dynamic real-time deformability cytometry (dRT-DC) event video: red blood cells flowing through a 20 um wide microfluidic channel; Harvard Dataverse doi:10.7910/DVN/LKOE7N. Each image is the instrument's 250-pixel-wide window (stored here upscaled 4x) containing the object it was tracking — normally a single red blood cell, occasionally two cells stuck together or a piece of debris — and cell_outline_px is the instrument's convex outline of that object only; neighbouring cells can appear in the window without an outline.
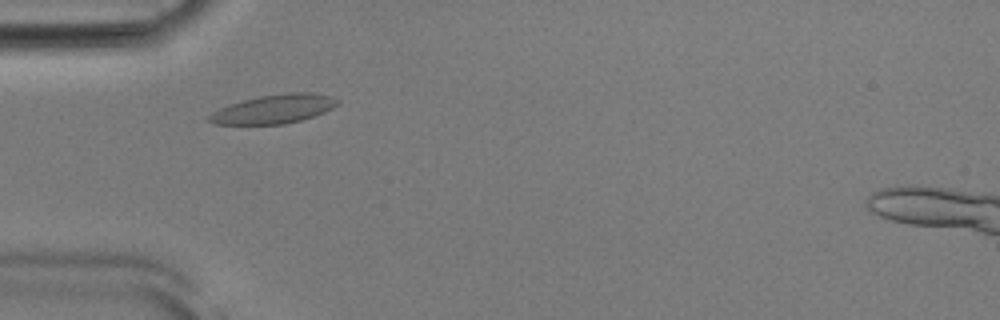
{"species": "Egyptian fruit bat (a non-hibernating species)", "species_latin": "Rousettus aegyptiacus", "temperature_condition": "room temperature", "stored_images_in_passage": 38, "camera_frame_rate_fps": 3000, "um_per_image_px": 0.085, "animal": {"sex": "male"}, "frame": {"image": 1, "passage_image": 1, "time_ms": 0.0, "image_size_px": [1000, 320], "cell_outline_px": [[340, 104], [324, 112], [300, 120], [284, 124], [212, 124], [208, 120], [208, 116], [212, 112], [228, 104], [260, 96], [288, 92], [312, 92], [332, 96], [340, 100]], "centroid_in_image_um": [23.3, 9.25], "position_along_channel_um": 61.7, "area_um2": 21.62}}
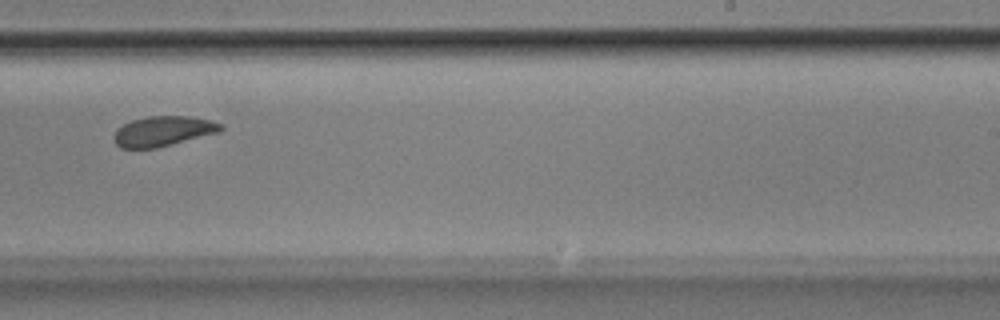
{"frame": {"image": 2, "passage_image": 18, "time_ms": 5.667, "image_size_px": [1000, 320], "cell_outline_px": [[224, 128], [220, 132], [156, 148], [120, 148], [116, 144], [112, 136], [116, 128], [132, 120], [148, 116], [192, 116], [224, 124]], "centroid_in_image_um": [13.86, 11.15], "position_along_channel_um": 275.1, "area_um2": 18.84}}
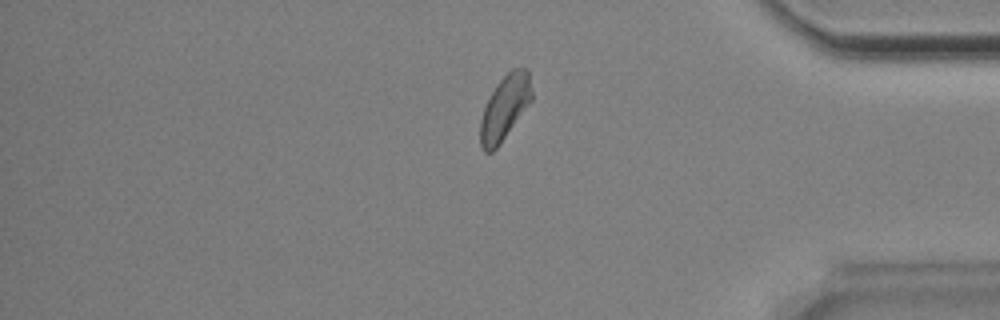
{"frame": {"image": 3, "passage_image": 29, "time_ms": 9.333, "image_size_px": [1000, 320], "cell_outline_px": [[532, 100], [496, 148], [492, 152], [484, 152], [480, 144], [480, 120], [484, 108], [496, 84], [512, 68], [524, 68], [528, 72], [532, 92]], "centroid_in_image_um": [42.89, 9.15], "position_along_channel_um": 392.3, "area_um2": 18.96}, "authors_computed_cell_mechanics": {"area_um2": 19.2763, "velocity_mm_per_s": 3.8159, "shape_relaxation_time_tau1_ms": 4.2477, "shape_relaxation_time_tau2_ms": 2.0384, "deformation_change_tau1": 0.0842, "deformation_change_tau2": 0.0662}}